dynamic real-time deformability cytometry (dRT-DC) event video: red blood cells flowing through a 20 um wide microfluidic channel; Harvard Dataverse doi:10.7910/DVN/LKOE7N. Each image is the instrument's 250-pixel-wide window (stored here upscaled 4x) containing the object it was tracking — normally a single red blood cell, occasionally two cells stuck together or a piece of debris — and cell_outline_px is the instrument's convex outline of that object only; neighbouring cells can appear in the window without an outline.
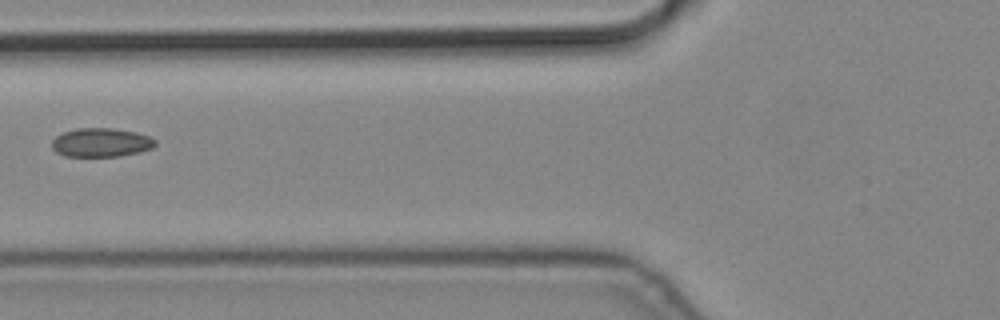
{"species": "common noctule bat (a hibernating species)", "species_latin": "Nyctalus noctula", "temperature_condition": "cold", "stored_images_in_passage": 4, "camera_frame_rate_fps": 3000, "um_per_image_px": 0.085, "animal": {"sex": "male", "body_mass_g": 19.2, "forearm_length_mm": 51.8}, "frame": {"image": 1, "passage_image": 3, "time_ms": 0.667, "image_size_px": [1000, 320], "cell_outline_px": [[156, 144], [152, 148], [140, 152], [120, 156], [64, 156], [56, 152], [52, 148], [52, 140], [56, 136], [64, 132], [76, 128], [112, 128], [136, 132], [152, 136], [156, 140]], "centroid_in_image_um": [8.62, 12.11], "position_along_channel_um": 117.2, "area_um2": 17.51}}
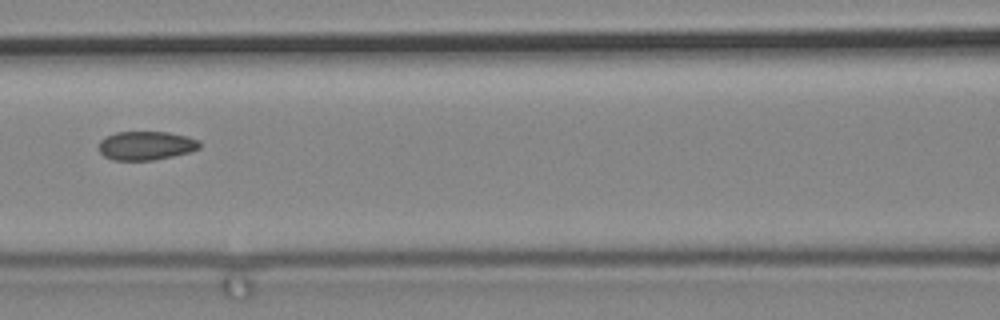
{"frame": {"image": 2, "passage_image": 4, "time_ms": 1.0, "image_size_px": [1000, 320], "cell_outline_px": [[200, 148], [188, 152], [172, 156], [152, 160], [112, 160], [104, 156], [100, 152], [100, 140], [116, 132], [168, 132], [188, 136], [200, 140]], "centroid_in_image_um": [12.43, 12.37], "position_along_channel_um": 154.2, "area_um2": 16.82}}